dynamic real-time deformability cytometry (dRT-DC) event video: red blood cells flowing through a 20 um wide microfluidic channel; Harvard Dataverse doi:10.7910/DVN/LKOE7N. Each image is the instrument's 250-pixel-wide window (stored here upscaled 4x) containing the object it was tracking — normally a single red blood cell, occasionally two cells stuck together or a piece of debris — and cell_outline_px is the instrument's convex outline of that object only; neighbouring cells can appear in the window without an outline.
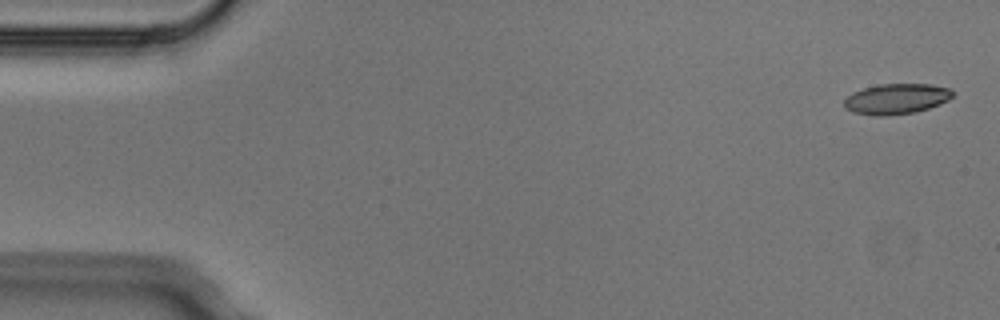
{"species": "Egyptian fruit bat (a non-hibernating species)", "species_latin": "Rousettus aegyptiacus", "temperature_condition": "cold", "stored_images_in_passage": 6, "camera_frame_rate_fps": 3000, "um_per_image_px": 0.085, "animal": {"sex": "male"}, "frame": {"image": 1, "passage_image": 1, "time_ms": 0.0, "image_size_px": [1000, 320], "cell_outline_px": [[952, 96], [948, 100], [940, 104], [916, 112], [888, 116], [876, 116], [852, 112], [844, 108], [844, 100], [852, 92], [864, 88], [880, 84], [928, 84], [952, 88]], "centroid_in_image_um": [76.18, 8.41], "position_along_channel_um": 8.8, "area_um2": 19.36}}
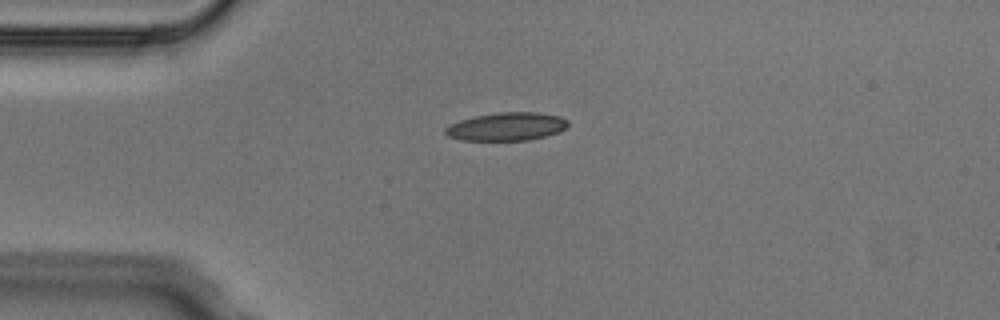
{"frame": {"image": 2, "passage_image": 4, "time_ms": 1.0, "image_size_px": [1000, 320], "cell_outline_px": [[568, 124], [564, 128], [556, 132], [544, 136], [528, 140], [460, 140], [448, 136], [444, 132], [444, 128], [448, 124], [460, 120], [476, 116], [500, 112], [536, 112], [560, 116], [568, 120]], "centroid_in_image_um": [43.02, 10.75], "position_along_channel_um": 42.0, "area_um2": 20.0}}
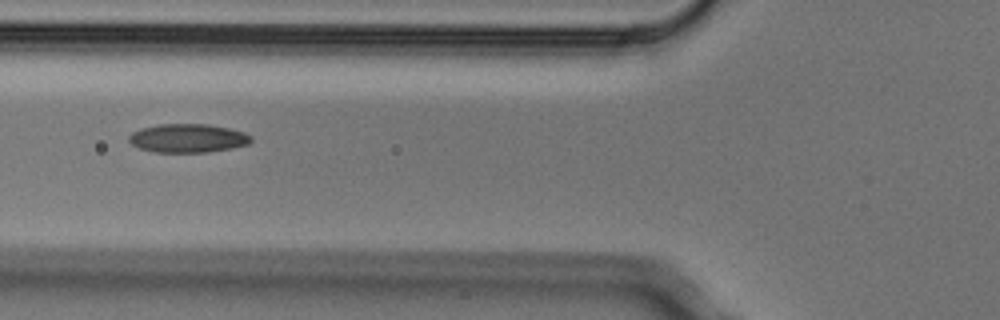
{"frame": {"image": 3, "passage_image": 6, "time_ms": 1.667, "image_size_px": [1000, 320], "cell_outline_px": [[252, 140], [248, 144], [232, 148], [208, 152], [156, 152], [140, 148], [132, 144], [128, 140], [128, 136], [132, 132], [140, 128], [160, 124], [208, 124], [228, 128], [244, 132], [252, 136]], "centroid_in_image_um": [15.97, 11.74], "position_along_channel_um": 109.8, "area_um2": 20.4}}